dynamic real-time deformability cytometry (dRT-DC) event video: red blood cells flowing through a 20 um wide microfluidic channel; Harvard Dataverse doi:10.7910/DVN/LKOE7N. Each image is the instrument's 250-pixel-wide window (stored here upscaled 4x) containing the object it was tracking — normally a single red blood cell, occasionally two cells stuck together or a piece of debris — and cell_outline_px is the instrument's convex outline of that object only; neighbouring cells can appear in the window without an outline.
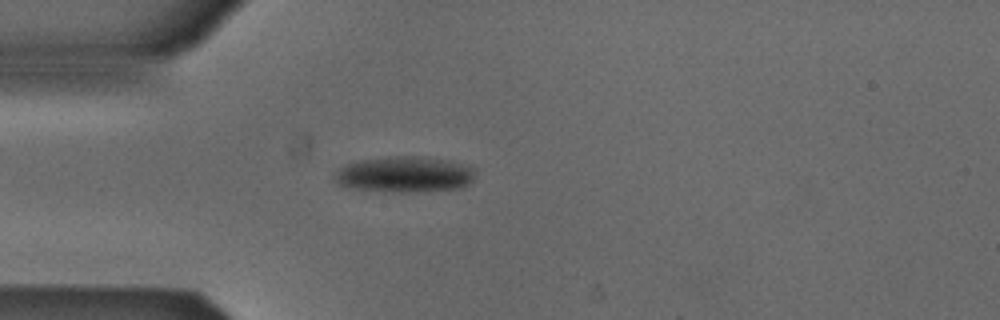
{"species": "Egyptian fruit bat (a non-hibernating species)", "species_latin": "Rousettus aegyptiacus", "temperature_condition": "cold", "stored_images_in_passage": 51, "camera_frame_rate_fps": 3000, "um_per_image_px": 0.085, "animal": {"sex": "male"}, "frame": {"image": 1, "passage_image": 13, "time_ms": 4.0, "image_size_px": [1000, 320], "cell_outline_px": [[476, 176], [468, 184], [460, 188], [412, 192], [392, 192], [344, 188], [332, 176], [340, 168], [348, 164], [360, 160], [388, 156], [412, 156], [452, 160], [472, 164], [476, 168]], "centroid_in_image_um": [34.45, 14.82], "position_along_channel_um": 50.5, "area_um2": 30.0}}
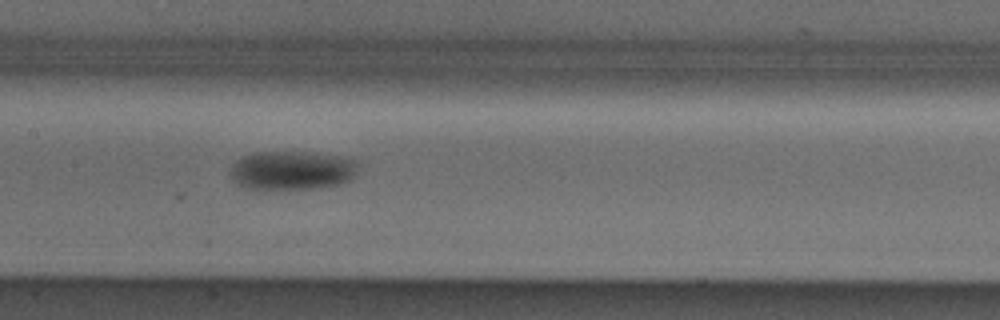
{"frame": {"image": 2, "passage_image": 24, "time_ms": 7.667, "image_size_px": [1000, 320], "cell_outline_px": [[360, 160], [352, 176], [348, 180], [340, 184], [320, 188], [264, 192], [244, 188], [236, 184], [232, 180], [232, 164], [236, 160], [244, 156], [256, 152], [312, 152], [340, 156]], "centroid_in_image_um": [24.78, 14.52], "position_along_channel_um": 182.6, "area_um2": 29.94}}
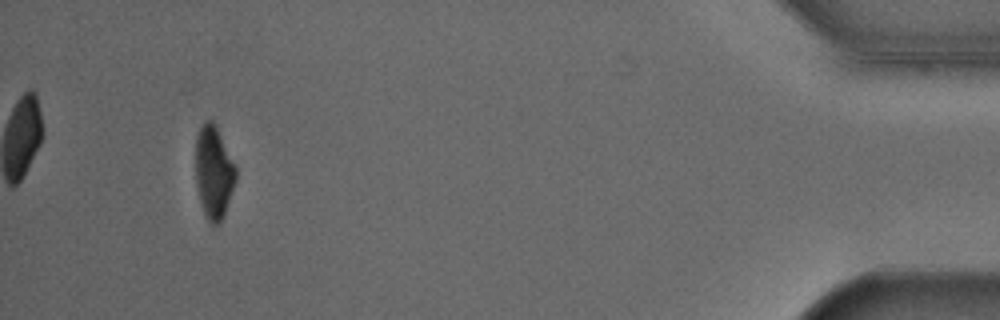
{"frame": {"image": 3, "passage_image": 48, "time_ms": 15.667, "image_size_px": [1000, 320], "cell_outline_px": [[236, 180], [224, 216], [220, 224], [212, 224], [208, 220], [204, 212], [200, 200], [196, 184], [196, 132], [204, 120], [212, 120], [236, 164]], "centroid_in_image_um": [18.17, 14.62], "position_along_channel_um": 417.0, "area_um2": 21.79}, "authors_computed_cell_mechanics": {"area_um2": 25.9522, "velocity_mm_per_s": 3.8774, "shape_relaxation_time_tau1_ms": 2.1413, "shape_relaxation_time_tau2_ms": null, "deformation_change_tau1": 0.1003, "deformation_change_tau2": null}}